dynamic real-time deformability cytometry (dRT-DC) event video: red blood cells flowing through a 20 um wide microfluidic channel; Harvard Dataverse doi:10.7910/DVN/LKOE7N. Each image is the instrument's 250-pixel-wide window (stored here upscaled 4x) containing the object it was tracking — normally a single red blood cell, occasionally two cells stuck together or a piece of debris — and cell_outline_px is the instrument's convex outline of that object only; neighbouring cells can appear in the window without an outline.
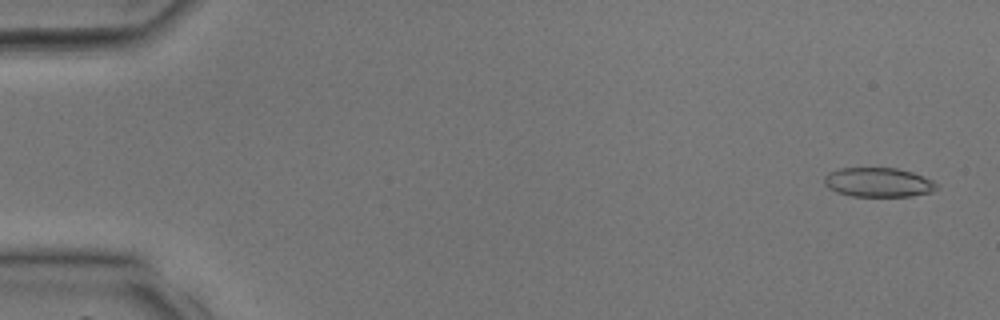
{"species": "common noctule bat (a hibernating species)", "species_latin": "Nyctalus noctula", "temperature_condition": "room temperature", "stored_images_in_passage": 11, "camera_frame_rate_fps": 3000, "um_per_image_px": 0.085, "animal": {"sex": "male", "body_mass_g": 17.9, "forearm_length_mm": 54.2}, "frame": {"image": 1, "passage_image": 2, "time_ms": 0.333, "image_size_px": [1000, 320], "cell_outline_px": [[936, 188], [932, 192], [912, 196], [852, 196], [836, 192], [828, 188], [824, 184], [824, 176], [828, 172], [840, 168], [896, 168], [912, 172], [924, 176], [932, 180], [936, 184]], "centroid_in_image_um": [74.63, 15.5], "position_along_channel_um": 10.4, "area_um2": 19.25}}